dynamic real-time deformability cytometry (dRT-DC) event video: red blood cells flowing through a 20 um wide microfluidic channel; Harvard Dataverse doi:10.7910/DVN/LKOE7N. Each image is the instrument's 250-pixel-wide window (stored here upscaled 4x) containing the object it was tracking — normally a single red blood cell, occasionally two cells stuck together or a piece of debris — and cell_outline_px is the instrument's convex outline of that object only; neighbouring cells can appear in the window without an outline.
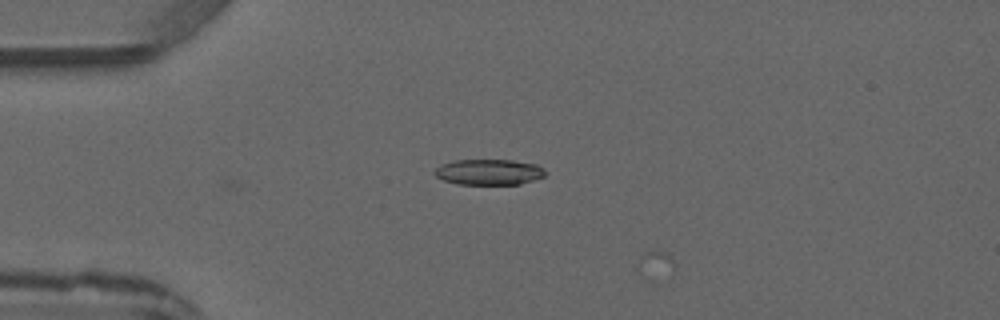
{"species": "common noctule bat (a hibernating species)", "species_latin": "Nyctalus noctula", "temperature_condition": "warm", "stored_images_in_passage": 2, "camera_frame_rate_fps": 3000, "um_per_image_px": 0.085, "animal": {"sex": "male", "forearm_length_mm": 52.5}, "frame": {"image": 1, "passage_image": 1, "time_ms": 0.0, "image_size_px": [1000, 320], "cell_outline_px": [[544, 176], [520, 184], [456, 184], [444, 180], [436, 176], [432, 172], [440, 164], [456, 160], [512, 160], [536, 164], [544, 168]], "centroid_in_image_um": [41.52, 14.62], "position_along_channel_um": 43.5, "area_um2": 16.53}}